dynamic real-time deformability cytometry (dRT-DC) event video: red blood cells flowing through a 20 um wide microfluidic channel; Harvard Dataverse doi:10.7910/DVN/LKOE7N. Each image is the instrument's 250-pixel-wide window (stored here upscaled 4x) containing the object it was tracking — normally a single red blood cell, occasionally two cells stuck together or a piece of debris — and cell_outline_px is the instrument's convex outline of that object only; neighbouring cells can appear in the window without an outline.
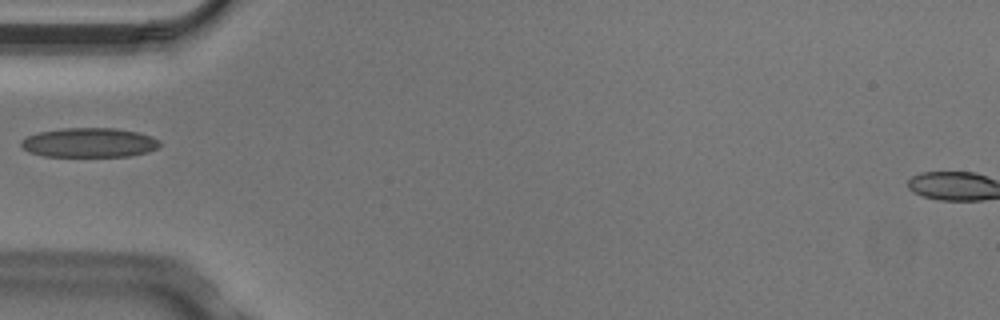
{"species": "Egyptian fruit bat (a non-hibernating species)", "species_latin": "Rousettus aegyptiacus", "temperature_condition": "cold", "stored_images_in_passage": 2, "camera_frame_rate_fps": 3000, "um_per_image_px": 0.085, "animal": {"sex": "male"}, "frame": {"image": 1, "passage_image": 2, "time_ms": 0.333, "image_size_px": [1000, 320], "cell_outline_px": [[160, 144], [156, 148], [148, 152], [128, 156], [44, 156], [28, 152], [20, 144], [20, 140], [36, 132], [64, 128], [116, 128], [136, 132], [152, 136], [160, 140]], "centroid_in_image_um": [7.57, 12.12], "position_along_channel_um": 77.4, "area_um2": 23.81}}